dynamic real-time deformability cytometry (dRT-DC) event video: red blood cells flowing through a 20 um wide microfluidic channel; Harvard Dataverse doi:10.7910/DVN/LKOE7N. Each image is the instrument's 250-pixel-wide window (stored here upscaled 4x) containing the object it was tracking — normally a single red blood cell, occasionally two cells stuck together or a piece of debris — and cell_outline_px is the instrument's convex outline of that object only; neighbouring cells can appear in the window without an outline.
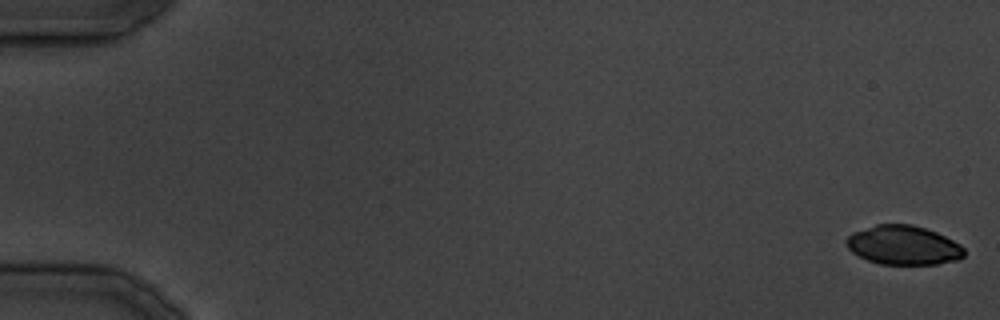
{"species": "common noctule bat (a hibernating species)", "species_latin": "Nyctalus noctula", "temperature_condition": "cold", "stored_images_in_passage": 12, "camera_frame_rate_fps": 3000, "um_per_image_px": 0.085, "animal": {"sex": "male", "body_mass_g": 19.5, "forearm_length_mm": 54.6}, "frame": {"image": 1, "passage_image": 1, "time_ms": 0.0, "image_size_px": [1000, 320], "cell_outline_px": [[964, 256], [956, 260], [936, 264], [880, 264], [868, 260], [852, 252], [848, 248], [844, 240], [852, 232], [876, 224], [912, 224], [936, 232], [960, 244], [964, 248]], "centroid_in_image_um": [76.76, 20.83], "position_along_channel_um": 8.2, "area_um2": 26.82}}
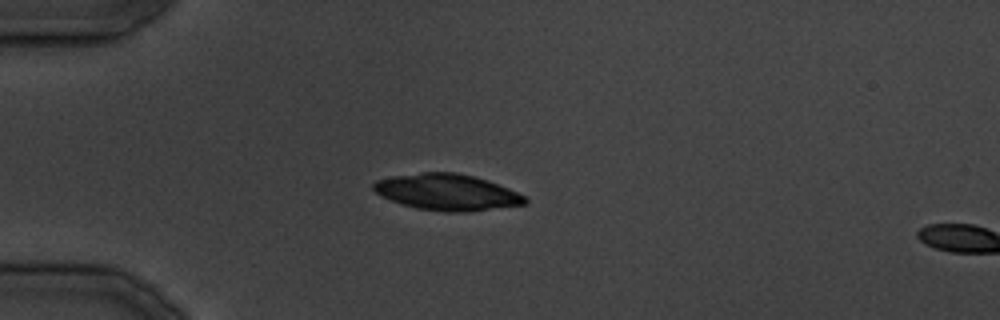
{"frame": {"image": 2, "passage_image": 10, "time_ms": 11.333, "image_size_px": [1000, 320], "cell_outline_px": [[528, 204], [468, 212], [444, 212], [416, 208], [392, 200], [376, 192], [372, 188], [372, 184], [376, 180], [392, 176], [424, 172], [456, 172], [488, 180], [528, 196]], "centroid_in_image_um": [38.06, 16.34], "position_along_channel_um": 46.9, "area_um2": 32.08}}